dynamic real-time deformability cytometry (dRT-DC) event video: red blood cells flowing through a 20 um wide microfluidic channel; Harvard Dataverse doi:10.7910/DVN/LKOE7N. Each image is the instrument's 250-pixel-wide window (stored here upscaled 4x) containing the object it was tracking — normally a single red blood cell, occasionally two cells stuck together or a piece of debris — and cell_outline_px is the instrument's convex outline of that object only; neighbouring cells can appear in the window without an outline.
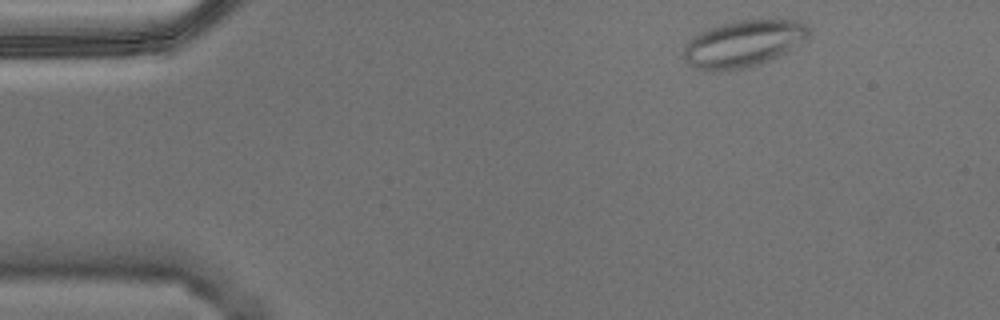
{"species": "Egyptian fruit bat (a non-hibernating species)", "species_latin": "Rousettus aegyptiacus", "temperature_condition": "warm", "stored_images_in_passage": 1, "camera_frame_rate_fps": 3000, "um_per_image_px": 0.085, "animal": {"sex": "male"}, "frame": {"image": 1, "passage_image": 1, "time_ms": 0.0, "image_size_px": [1000, 320], "cell_outline_px": [[812, 32], [804, 40], [784, 52], [768, 60], [748, 68], [696, 68], [688, 64], [684, 60], [680, 52], [684, 44], [692, 36], [716, 24], [732, 20], [800, 20]], "centroid_in_image_um": [63.12, 3.66], "position_along_channel_um": 21.9, "area_um2": 33.7}}